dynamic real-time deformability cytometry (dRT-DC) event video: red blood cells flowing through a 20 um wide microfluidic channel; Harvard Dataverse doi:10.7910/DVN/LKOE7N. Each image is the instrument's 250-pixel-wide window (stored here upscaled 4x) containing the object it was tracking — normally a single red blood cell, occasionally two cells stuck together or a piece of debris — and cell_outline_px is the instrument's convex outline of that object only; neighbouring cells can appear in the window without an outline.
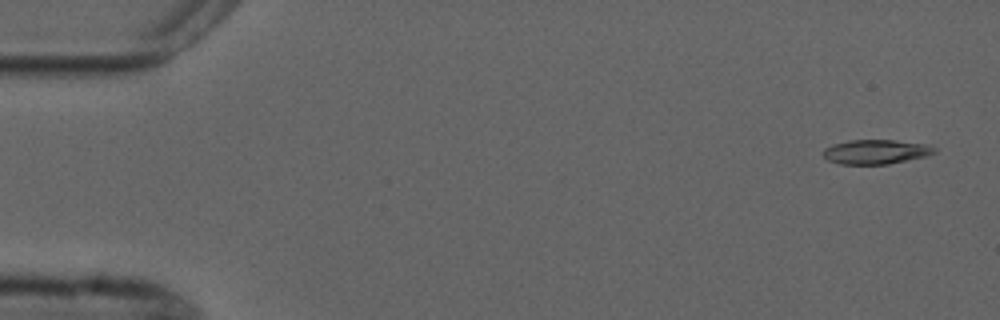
{"species": "common noctule bat (a hibernating species)", "species_latin": "Nyctalus noctula", "temperature_condition": "cold", "stored_images_in_passage": 8, "camera_frame_rate_fps": 3000, "um_per_image_px": 0.085, "animal": {"sex": "male", "forearm_length_mm": 52.5}, "frame": {"image": 1, "passage_image": 1, "time_ms": 0.0, "image_size_px": [1000, 320], "cell_outline_px": [[936, 152], [928, 156], [888, 164], [840, 164], [828, 160], [824, 156], [824, 148], [832, 144], [848, 140], [896, 140], [928, 144], [936, 148]], "centroid_in_image_um": [74.48, 12.9], "position_along_channel_um": 10.5, "area_um2": 15.95}}
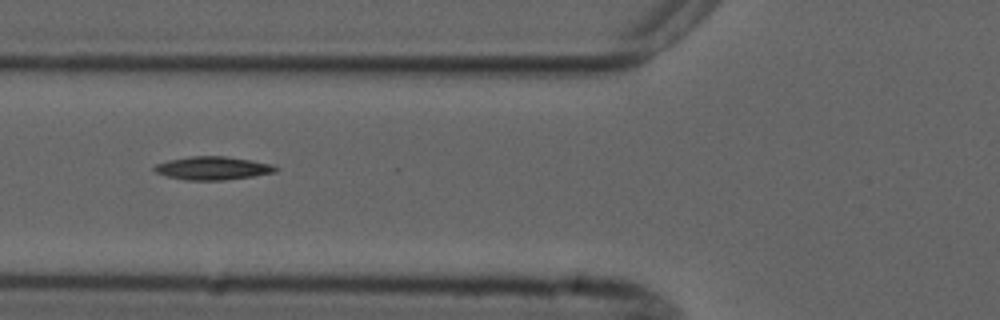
{"frame": {"image": 2, "passage_image": 6, "time_ms": 6.0, "image_size_px": [1000, 320], "cell_outline_px": [[280, 168], [276, 172], [252, 176], [224, 180], [184, 180], [168, 176], [156, 172], [152, 168], [156, 164], [168, 160], [192, 156], [224, 156], [252, 160], [272, 164]], "centroid_in_image_um": [18.1, 14.29], "position_along_channel_um": 107.7, "area_um2": 16.42}}
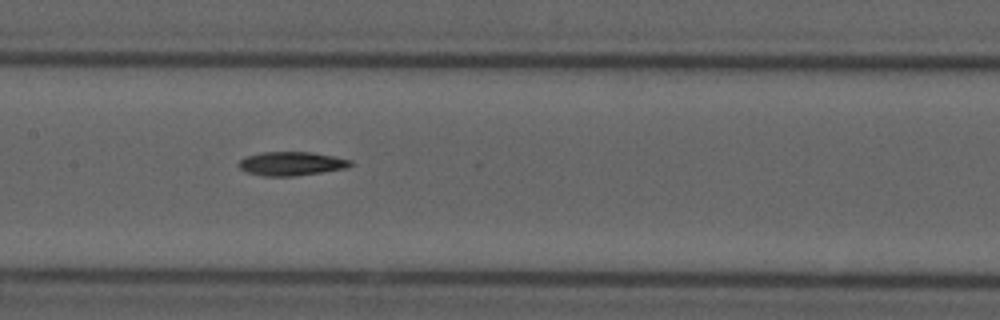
{"frame": {"image": 3, "passage_image": 8, "time_ms": 8.0, "image_size_px": [1000, 320], "cell_outline_px": [[352, 164], [348, 168], [296, 176], [264, 176], [248, 172], [240, 168], [236, 164], [240, 160], [248, 156], [260, 152], [312, 152], [352, 160]], "centroid_in_image_um": [24.78, 13.91], "position_along_channel_um": 182.6, "area_um2": 15.49}}